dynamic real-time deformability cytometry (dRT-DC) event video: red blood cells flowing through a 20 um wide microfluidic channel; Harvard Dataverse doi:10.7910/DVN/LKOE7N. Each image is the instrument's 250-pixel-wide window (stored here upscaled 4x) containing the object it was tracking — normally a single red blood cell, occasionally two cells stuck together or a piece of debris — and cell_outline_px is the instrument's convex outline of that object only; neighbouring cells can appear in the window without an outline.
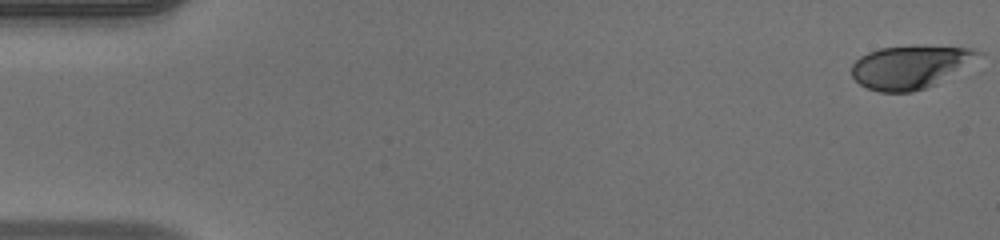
{"species": "human", "species_latin": "Homo sapiens", "temperature_condition": "warm", "stored_images_in_passage": 49, "camera_frame_rate_fps": 3000, "um_per_image_px": 0.085, "donor": {"sex": "male"}, "frame": {"image": 1, "passage_image": 1, "time_ms": 0.0, "image_size_px": [1000, 240], "cell_outline_px": [[984, 52], [936, 84], [912, 92], [880, 92], [868, 88], [860, 84], [852, 76], [852, 64], [860, 56], [868, 52], [880, 48], [916, 44], [972, 48]], "centroid_in_image_um": [77.32, 5.66], "position_along_channel_um": 7.7, "area_um2": 31.67}}
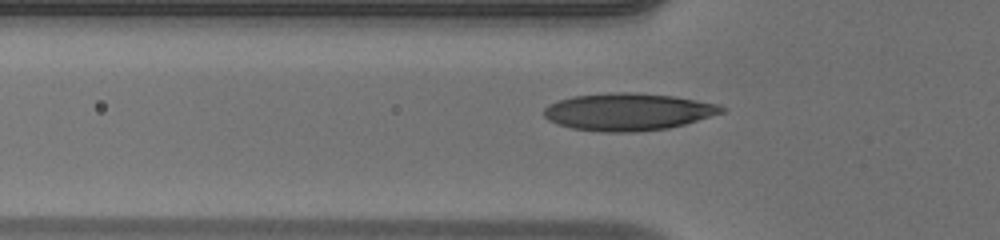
{"frame": {"image": 2, "passage_image": 17, "time_ms": 5.333, "image_size_px": [1000, 240], "cell_outline_px": [[728, 112], [684, 124], [668, 128], [636, 132], [604, 132], [572, 128], [548, 120], [544, 116], [544, 108], [548, 104], [572, 96], [612, 92], [636, 92], [672, 96], [720, 104], [728, 108]], "centroid_in_image_um": [53.44, 9.5], "position_along_channel_um": 72.4, "area_um2": 38.84}}
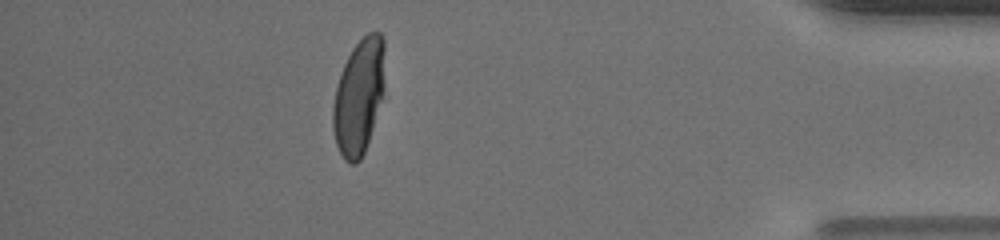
{"frame": {"image": 3, "passage_image": 44, "time_ms": 14.333, "image_size_px": [1000, 240], "cell_outline_px": [[384, 92], [364, 152], [360, 160], [356, 164], [352, 164], [344, 160], [336, 144], [332, 128], [332, 104], [340, 72], [352, 48], [368, 32], [380, 32], [384, 40]], "centroid_in_image_um": [30.49, 8.2], "position_along_channel_um": 404.7, "area_um2": 34.91}, "authors_computed_cell_mechanics": {"area_um2": 35.6048, "velocity_mm_per_s": 4.1824, "shape_relaxation_time_tau1_ms": 5.4293, "shape_relaxation_time_tau2_ms": null, "deformation_change_tau1": 0.2588, "deformation_change_tau2": null}}